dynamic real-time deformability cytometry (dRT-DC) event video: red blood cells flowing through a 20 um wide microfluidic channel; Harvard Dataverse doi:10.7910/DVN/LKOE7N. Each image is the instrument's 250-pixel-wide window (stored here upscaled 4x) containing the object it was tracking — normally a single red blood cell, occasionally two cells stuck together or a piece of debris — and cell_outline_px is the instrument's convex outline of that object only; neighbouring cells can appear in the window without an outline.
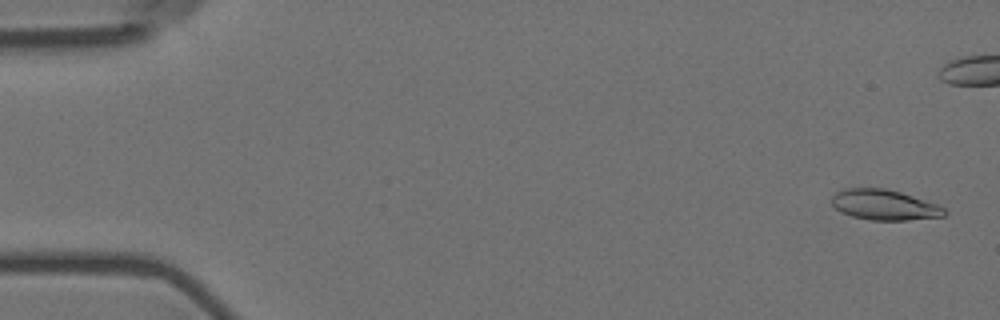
{"species": "Egyptian fruit bat (a non-hibernating species)", "species_latin": "Rousettus aegyptiacus", "temperature_condition": "room temperature", "stored_images_in_passage": 57, "camera_frame_rate_fps": 3000, "um_per_image_px": 0.085, "animal": {"sex": "female"}, "frame": {"image": 1, "passage_image": 2, "time_ms": 0.333, "image_size_px": [1000, 320], "cell_outline_px": [[948, 212], [944, 216], [908, 220], [872, 220], [852, 216], [840, 212], [832, 204], [832, 196], [836, 192], [844, 188], [884, 188], [900, 192], [936, 204], [944, 208]], "centroid_in_image_um": [75.15, 17.41], "position_along_channel_um": 9.9, "area_um2": 19.83}}
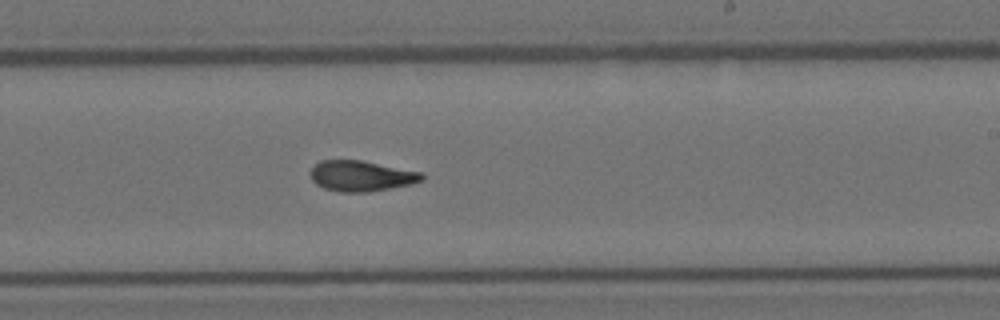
{"frame": {"image": 2, "passage_image": 34, "time_ms": 11.0, "image_size_px": [1000, 320], "cell_outline_px": [[424, 180], [412, 184], [368, 192], [340, 192], [324, 188], [316, 184], [312, 180], [312, 168], [320, 160], [360, 160], [424, 172]], "centroid_in_image_um": [30.75, 14.96], "position_along_channel_um": 258.2, "area_um2": 19.88}}
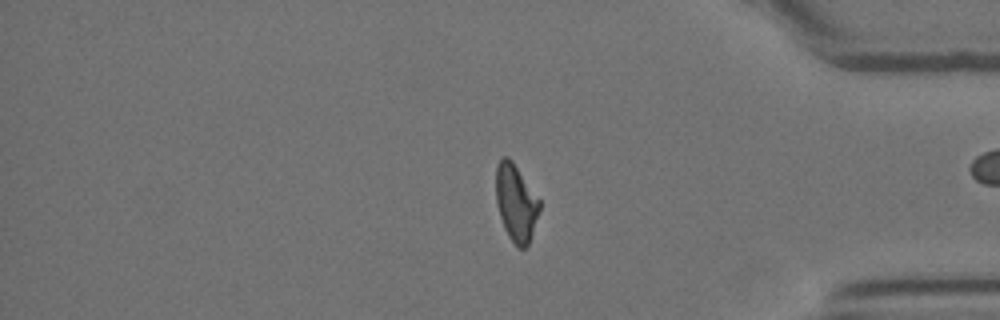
{"frame": {"image": 3, "passage_image": 47, "time_ms": 15.333, "image_size_px": [1000, 320], "cell_outline_px": [[540, 208], [528, 244], [524, 248], [516, 248], [508, 236], [504, 228], [496, 204], [496, 164], [504, 156], [508, 156], [512, 160], [540, 200]], "centroid_in_image_um": [43.84, 17.23], "position_along_channel_um": 391.4, "area_um2": 19.48}}